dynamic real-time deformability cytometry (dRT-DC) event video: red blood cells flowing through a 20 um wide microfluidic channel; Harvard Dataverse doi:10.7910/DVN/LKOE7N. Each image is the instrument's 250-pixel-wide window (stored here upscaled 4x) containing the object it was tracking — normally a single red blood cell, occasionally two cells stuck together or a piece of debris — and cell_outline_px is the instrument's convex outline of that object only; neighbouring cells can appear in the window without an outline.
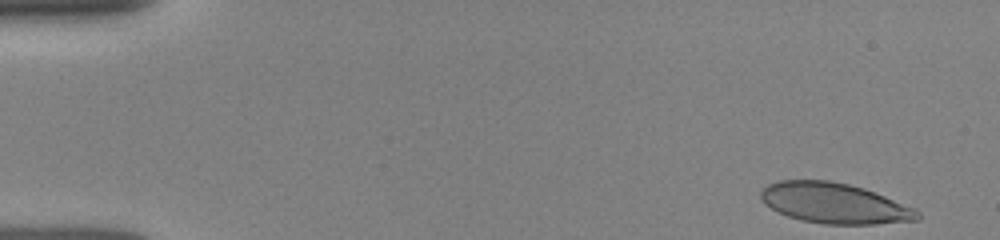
{"species": "human", "species_latin": "Homo sapiens", "temperature_condition": "room temperature", "stored_images_in_passage": 14, "camera_frame_rate_fps": 3000, "um_per_image_px": 0.085, "donor": {"sex": "female"}, "frame": {"image": 1, "passage_image": 1, "time_ms": 0.0, "image_size_px": [1000, 240], "cell_outline_px": [[920, 220], [876, 224], [824, 224], [804, 220], [788, 216], [764, 204], [760, 200], [760, 192], [768, 184], [780, 180], [828, 180], [848, 184], [864, 188], [916, 208], [920, 212]], "centroid_in_image_um": [70.95, 17.27], "position_along_channel_um": 14.1, "area_um2": 36.93}}
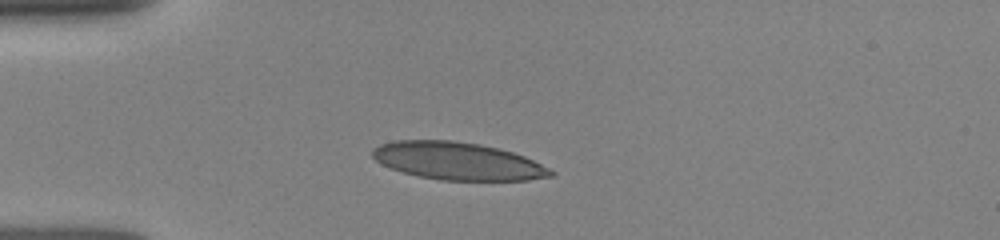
{"frame": {"image": 2, "passage_image": 8, "time_ms": 3.333, "image_size_px": [1000, 240], "cell_outline_px": [[556, 172], [552, 176], [528, 180], [440, 180], [420, 176], [404, 172], [392, 168], [376, 160], [372, 156], [372, 148], [380, 144], [392, 140], [452, 140], [480, 144], [512, 152], [524, 156]], "centroid_in_image_um": [38.89, 13.68], "position_along_channel_um": 46.1, "area_um2": 38.78}}
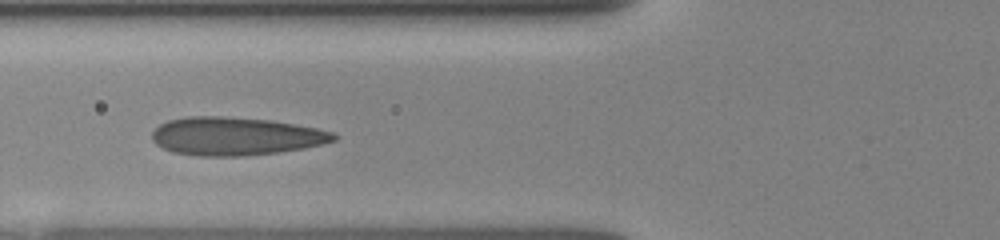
{"frame": {"image": 3, "passage_image": 12, "time_ms": 5.333, "image_size_px": [1000, 240], "cell_outline_px": [[336, 140], [304, 148], [280, 152], [244, 156], [196, 156], [172, 152], [156, 144], [152, 140], [152, 132], [160, 124], [168, 120], [188, 116], [224, 116], [272, 120], [316, 128], [332, 132], [336, 136]], "centroid_in_image_um": [19.99, 11.58], "position_along_channel_um": 105.8, "area_um2": 40.46}}